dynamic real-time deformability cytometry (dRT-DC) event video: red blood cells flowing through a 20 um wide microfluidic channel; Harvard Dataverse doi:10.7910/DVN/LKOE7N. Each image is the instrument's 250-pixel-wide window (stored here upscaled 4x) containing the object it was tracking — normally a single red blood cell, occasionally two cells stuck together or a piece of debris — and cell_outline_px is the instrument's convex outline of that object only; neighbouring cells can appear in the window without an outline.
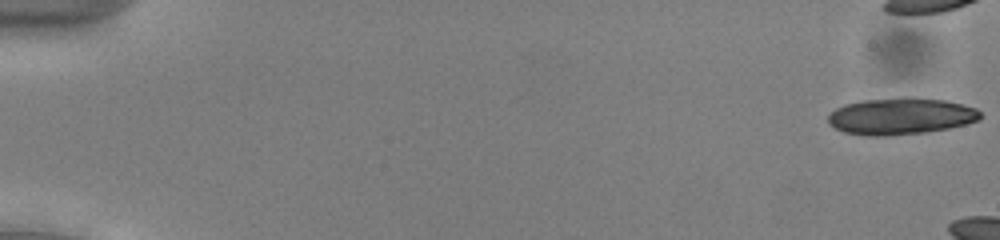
{"species": "common noctule bat (a hibernating species)", "species_latin": "Nyctalus noctula", "temperature_condition": "cold", "stored_images_in_passage": 10, "camera_frame_rate_fps": 3000, "um_per_image_px": 0.085, "animal": {"sex": "male", "body_mass_g": 13.0, "forearm_length_mm": 53.1}, "frame": {"image": 1, "passage_image": 1, "time_ms": 0.0, "image_size_px": [1000, 240], "cell_outline_px": [[984, 116], [980, 120], [968, 124], [948, 128], [924, 132], [884, 136], [868, 136], [844, 132], [828, 124], [828, 116], [836, 108], [844, 104], [860, 100], [904, 96], [908, 96], [944, 100], [976, 108]], "centroid_in_image_um": [76.57, 9.86], "position_along_channel_um": 8.4, "area_um2": 32.89}}